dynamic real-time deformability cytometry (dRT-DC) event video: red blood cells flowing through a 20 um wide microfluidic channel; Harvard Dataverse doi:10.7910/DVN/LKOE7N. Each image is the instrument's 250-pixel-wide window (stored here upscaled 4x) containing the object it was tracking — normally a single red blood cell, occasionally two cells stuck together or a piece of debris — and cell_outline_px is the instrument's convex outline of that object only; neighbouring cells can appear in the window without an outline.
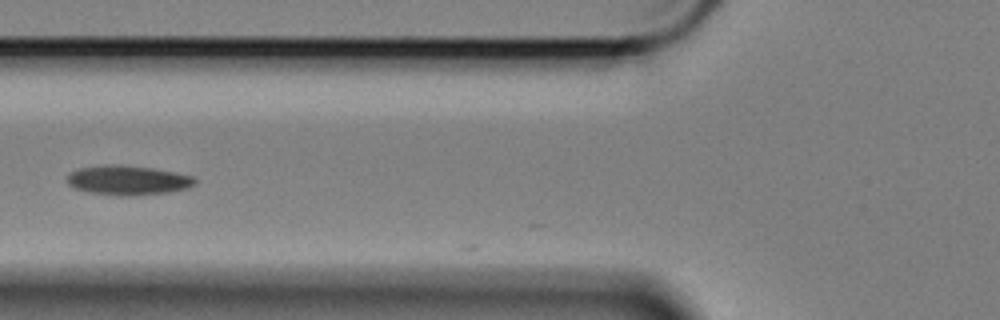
{"species": "Egyptian fruit bat (a non-hibernating species)", "species_latin": "Rousettus aegyptiacus", "temperature_condition": "cold", "stored_images_in_passage": 12, "camera_frame_rate_fps": 3000, "um_per_image_px": 0.085, "animal": {"sex": "female"}, "frame": {"image": 1, "passage_image": 9, "time_ms": 2.667, "image_size_px": [1000, 320], "cell_outline_px": [[196, 184], [188, 188], [168, 192], [132, 196], [120, 196], [88, 192], [76, 188], [68, 184], [68, 176], [72, 172], [80, 168], [104, 164], [116, 164], [152, 168], [192, 176], [196, 180]], "centroid_in_image_um": [10.88, 15.32], "position_along_channel_um": 114.9, "area_um2": 21.85}}